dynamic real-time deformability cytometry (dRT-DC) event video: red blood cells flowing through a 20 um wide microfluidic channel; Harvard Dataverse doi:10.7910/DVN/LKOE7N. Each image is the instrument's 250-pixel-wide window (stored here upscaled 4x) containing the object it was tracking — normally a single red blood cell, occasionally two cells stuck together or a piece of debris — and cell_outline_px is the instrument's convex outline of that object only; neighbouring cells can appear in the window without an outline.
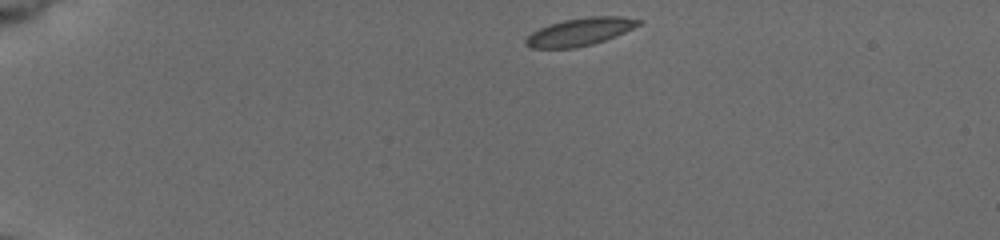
{"species": "common noctule bat (a hibernating species)", "species_latin": "Nyctalus noctula", "temperature_condition": "cold", "stored_images_in_passage": 45, "camera_frame_rate_fps": 3000, "um_per_image_px": 0.085, "animal": {"sex": "female", "body_mass_g": 19.5, "forearm_length_mm": 54.1}, "frame": {"image": 1, "passage_image": 1, "time_ms": 0.0, "image_size_px": [1000, 240], "cell_outline_px": [[644, 20], [640, 24], [616, 36], [592, 44], [576, 48], [532, 48], [524, 44], [524, 40], [532, 32], [548, 24], [564, 20], [588, 16], [620, 16]], "centroid_in_image_um": [49.28, 2.7], "position_along_channel_um": 35.7, "area_um2": 18.21}}
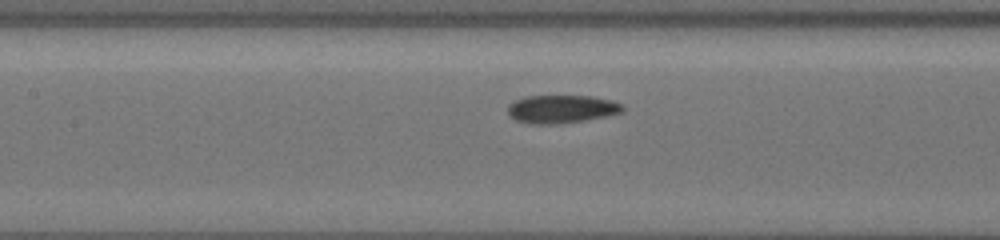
{"frame": {"image": 2, "passage_image": 21, "time_ms": 5.333, "image_size_px": [1000, 240], "cell_outline_px": [[624, 112], [608, 116], [560, 124], [532, 124], [516, 120], [508, 116], [508, 104], [524, 96], [592, 96], [612, 100], [624, 104]], "centroid_in_image_um": [47.75, 9.27], "position_along_channel_um": 159.6, "area_um2": 19.07}}
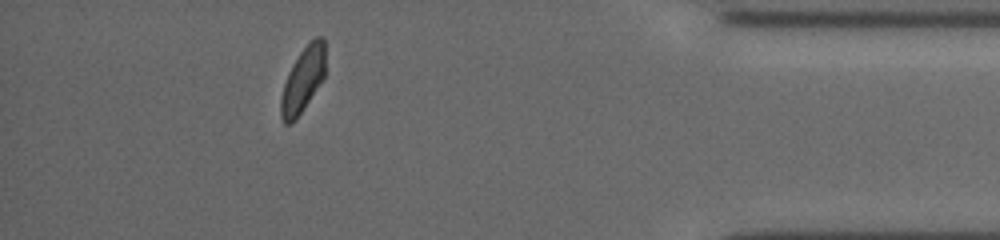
{"frame": {"image": 3, "passage_image": 39, "time_ms": 13.0, "image_size_px": [1000, 240], "cell_outline_px": [[324, 76], [296, 120], [292, 124], [284, 124], [280, 116], [280, 100], [284, 84], [288, 72], [292, 64], [300, 52], [316, 36], [324, 36]], "centroid_in_image_um": [25.71, 6.81], "position_along_channel_um": 409.5, "area_um2": 16.59}, "authors_computed_cell_mechanics": {"area_um2": 18.207, "velocity_mm_per_s": 3.719, "shape_relaxation_time_tau1_ms": 2.5967, "shape_relaxation_time_tau2_ms": 1.9892, "deformation_change_tau1": 0.1022, "deformation_change_tau2": 0.0535}}